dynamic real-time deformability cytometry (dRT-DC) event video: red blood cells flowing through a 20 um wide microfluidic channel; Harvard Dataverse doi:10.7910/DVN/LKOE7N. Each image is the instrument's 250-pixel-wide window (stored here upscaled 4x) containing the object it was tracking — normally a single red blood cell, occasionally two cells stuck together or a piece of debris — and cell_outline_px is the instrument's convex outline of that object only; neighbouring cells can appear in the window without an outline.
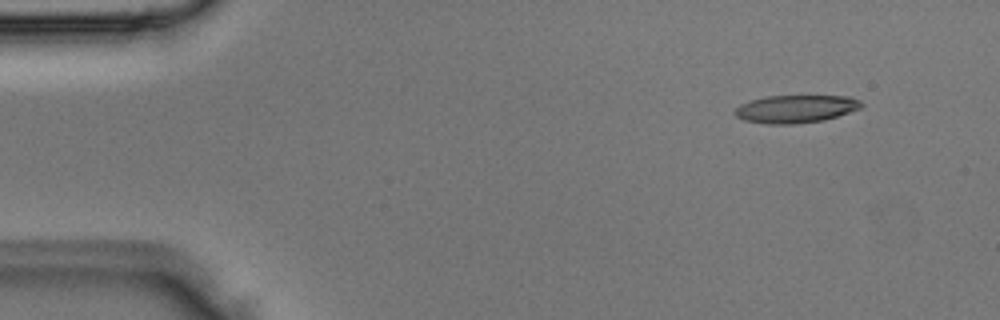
{"species": "Egyptian fruit bat (a non-hibernating species)", "species_latin": "Rousettus aegyptiacus", "temperature_condition": "room temperature", "stored_images_in_passage": 3, "camera_frame_rate_fps": 3000, "um_per_image_px": 0.085, "animal": {"sex": "male"}, "frame": {"image": 1, "passage_image": 1, "time_ms": 0.0, "image_size_px": [1000, 320], "cell_outline_px": [[864, 104], [860, 108], [824, 120], [792, 124], [768, 124], [744, 120], [736, 116], [736, 108], [740, 104], [748, 100], [764, 96], [852, 96], [860, 100]], "centroid_in_image_um": [67.63, 9.24], "position_along_channel_um": 17.4, "area_um2": 20.46}}
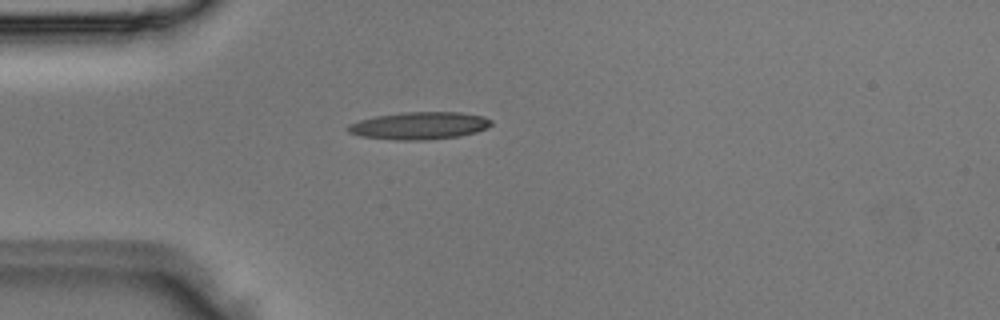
{"frame": {"image": 2, "passage_image": 3, "time_ms": 0.667, "image_size_px": [1000, 320], "cell_outline_px": [[492, 124], [488, 128], [476, 132], [460, 136], [428, 140], [396, 140], [360, 136], [348, 132], [344, 128], [348, 124], [360, 120], [376, 116], [404, 112], [460, 112], [484, 116], [492, 120]], "centroid_in_image_um": [35.65, 10.68], "position_along_channel_um": 49.4, "area_um2": 23.12}}